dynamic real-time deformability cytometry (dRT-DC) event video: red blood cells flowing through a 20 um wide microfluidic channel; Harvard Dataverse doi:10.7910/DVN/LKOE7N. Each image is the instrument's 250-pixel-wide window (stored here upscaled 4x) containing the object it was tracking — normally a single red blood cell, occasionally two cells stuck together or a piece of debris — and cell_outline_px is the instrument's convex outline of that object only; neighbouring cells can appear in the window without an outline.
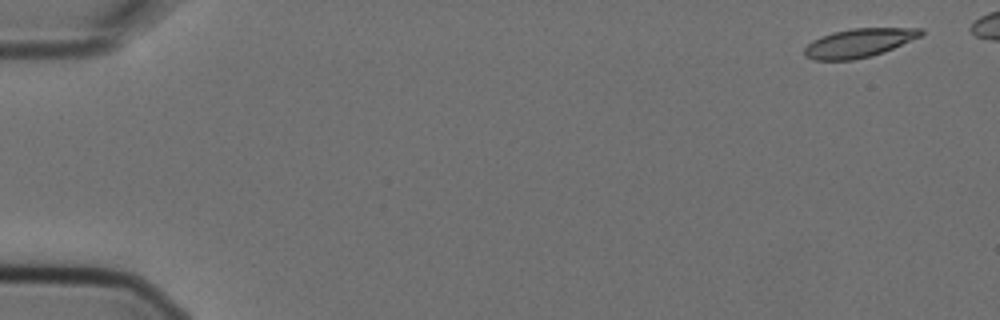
{"species": "Egyptian fruit bat (a non-hibernating species)", "species_latin": "Rousettus aegyptiacus", "temperature_condition": "cold", "stored_images_in_passage": 4, "camera_frame_rate_fps": 3000, "um_per_image_px": 0.085, "animal": {"sex": "female"}, "frame": {"image": 1, "passage_image": 1, "time_ms": 0.0, "image_size_px": [1000, 320], "cell_outline_px": [[924, 36], [884, 52], [872, 56], [852, 60], [812, 60], [804, 56], [804, 48], [812, 40], [832, 32], [852, 28], [924, 28]], "centroid_in_image_um": [73.05, 3.65], "position_along_channel_um": 12.0, "area_um2": 19.83}}